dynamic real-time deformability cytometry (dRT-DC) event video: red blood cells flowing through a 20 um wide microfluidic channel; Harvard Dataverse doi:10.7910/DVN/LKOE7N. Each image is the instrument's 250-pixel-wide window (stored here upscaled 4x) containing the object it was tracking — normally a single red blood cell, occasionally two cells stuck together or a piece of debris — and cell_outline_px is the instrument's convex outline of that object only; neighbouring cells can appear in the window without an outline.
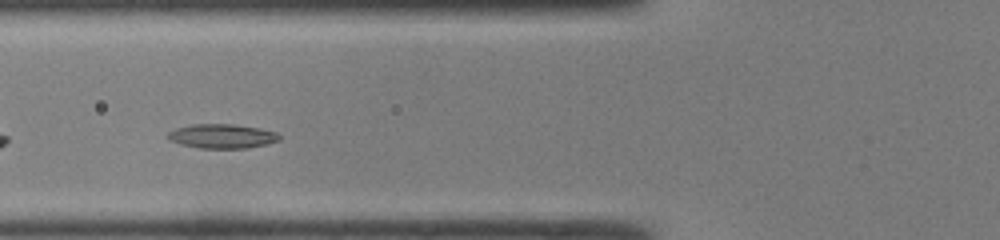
{"species": "common noctule bat (a hibernating species)", "species_latin": "Nyctalus noctula", "temperature_condition": "room temperature", "stored_images_in_passage": 16, "camera_frame_rate_fps": 3000, "um_per_image_px": 0.085, "animal": {"sex": "male", "body_mass_g": 19.0, "forearm_length_mm": 50.8}, "frame": {"image": 1, "passage_image": 5, "time_ms": 1.333, "image_size_px": [1000, 240], "cell_outline_px": [[280, 140], [268, 144], [248, 148], [200, 148], [180, 144], [168, 140], [168, 132], [176, 128], [192, 124], [232, 124], [260, 128], [276, 132], [280, 136]], "centroid_in_image_um": [18.88, 11.57], "position_along_channel_um": 106.9, "area_um2": 15.84}}
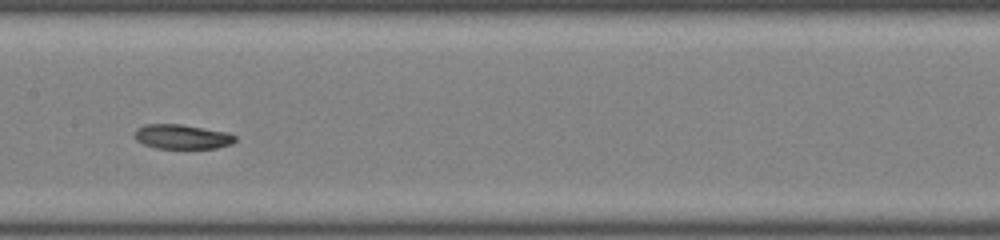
{"frame": {"image": 2, "passage_image": 11, "time_ms": 3.333, "image_size_px": [1000, 240], "cell_outline_px": [[236, 140], [232, 144], [216, 148], [156, 148], [144, 144], [136, 140], [136, 128], [144, 124], [180, 124], [224, 132], [236, 136]], "centroid_in_image_um": [15.46, 11.62], "position_along_channel_um": 191.9, "area_um2": 14.16}}